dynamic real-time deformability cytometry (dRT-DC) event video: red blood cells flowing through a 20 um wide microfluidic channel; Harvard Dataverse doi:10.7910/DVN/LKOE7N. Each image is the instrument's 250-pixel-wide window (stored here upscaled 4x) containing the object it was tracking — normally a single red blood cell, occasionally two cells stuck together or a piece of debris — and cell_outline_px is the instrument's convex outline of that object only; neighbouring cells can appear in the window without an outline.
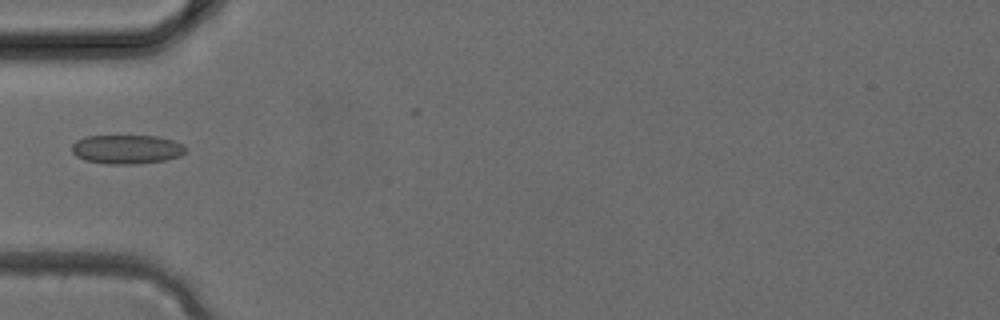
{"species": "common noctule bat (a hibernating species)", "species_latin": "Nyctalus noctula", "temperature_condition": "cold", "stored_images_in_passage": 4, "camera_frame_rate_fps": 3000, "um_per_image_px": 0.085, "animal": {"sex": "female", "body_mass_g": 24.6, "forearm_length_mm": 56.2}, "frame": {"image": 1, "passage_image": 4, "time_ms": 1.0, "image_size_px": [1000, 320], "cell_outline_px": [[188, 148], [180, 156], [164, 160], [132, 164], [108, 164], [84, 160], [76, 156], [72, 152], [72, 144], [76, 140], [88, 136], [156, 136], [172, 140], [184, 144]], "centroid_in_image_um": [10.77, 12.69], "position_along_channel_um": 74.2, "area_um2": 19.25}}